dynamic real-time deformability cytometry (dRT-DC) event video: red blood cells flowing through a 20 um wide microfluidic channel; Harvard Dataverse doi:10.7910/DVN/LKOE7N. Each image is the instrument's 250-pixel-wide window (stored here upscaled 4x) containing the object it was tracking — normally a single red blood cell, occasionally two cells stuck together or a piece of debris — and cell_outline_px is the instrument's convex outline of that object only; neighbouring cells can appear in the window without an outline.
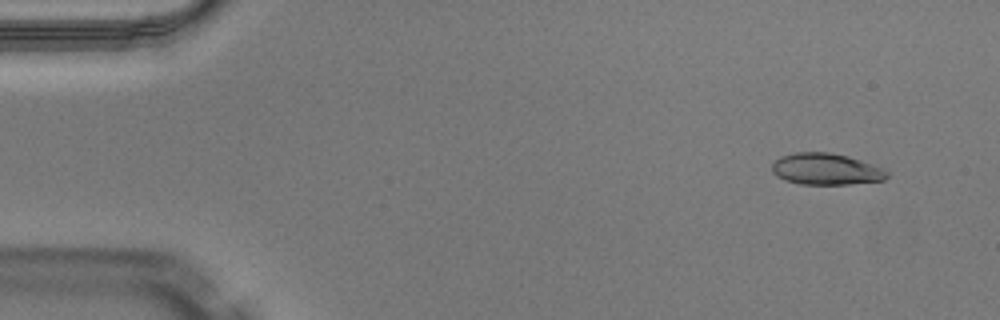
{"species": "Egyptian fruit bat (a non-hibernating species)", "species_latin": "Rousettus aegyptiacus", "temperature_condition": "warm", "stored_images_in_passage": 49, "camera_frame_rate_fps": 3000, "um_per_image_px": 0.085, "animal": {"sex": "male"}, "frame": {"image": 1, "passage_image": 4, "time_ms": 1.0, "image_size_px": [1000, 320], "cell_outline_px": [[888, 176], [884, 180], [848, 184], [800, 184], [784, 180], [776, 176], [772, 172], [772, 164], [780, 156], [796, 152], [828, 152], [848, 156], [860, 160], [880, 168], [888, 172]], "centroid_in_image_um": [70.16, 14.37], "position_along_channel_um": 14.8, "area_um2": 20.98}}
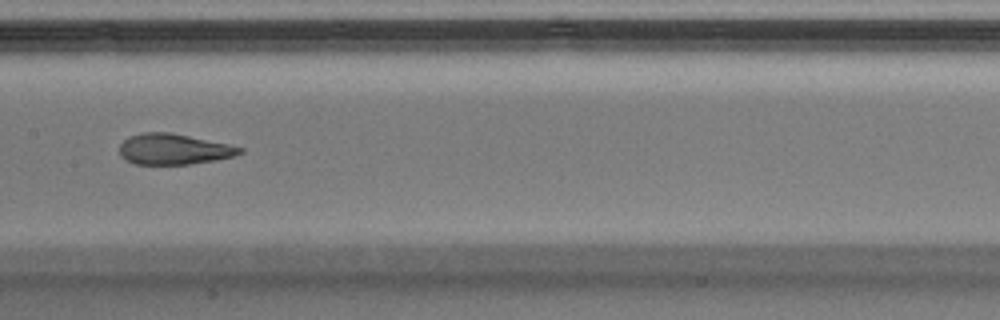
{"frame": {"image": 2, "passage_image": 25, "time_ms": 8.0, "image_size_px": [1000, 320], "cell_outline_px": [[244, 152], [236, 156], [216, 160], [188, 164], [132, 164], [124, 160], [120, 156], [120, 144], [128, 136], [144, 132], [168, 132], [228, 144], [244, 148]], "centroid_in_image_um": [14.75, 12.69], "position_along_channel_um": 192.7, "area_um2": 21.62}}
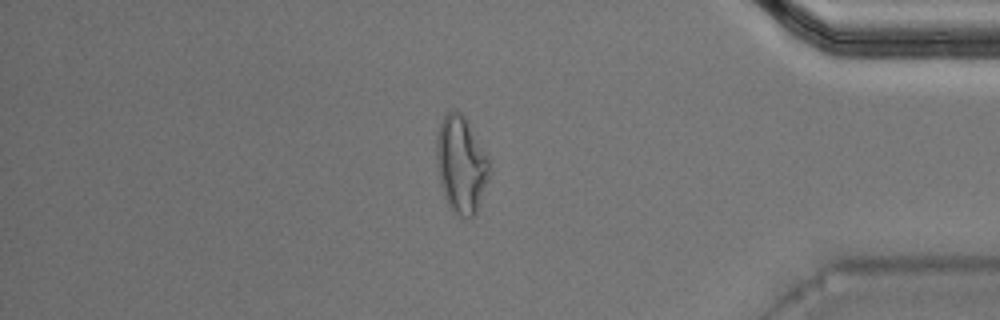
{"frame": {"image": 3, "passage_image": 42, "time_ms": 13.667, "image_size_px": [1000, 320], "cell_outline_px": [[488, 180], [476, 212], [468, 220], [460, 216], [448, 204], [444, 196], [440, 184], [436, 152], [436, 136], [440, 124], [444, 116], [448, 112], [456, 108], [464, 116], [488, 156]], "centroid_in_image_um": [39.18, 13.97], "position_along_channel_um": 396.0, "area_um2": 29.48}, "authors_computed_cell_mechanics": {"area_um2": 22.1952, "velocity_mm_per_s": 4.0967, "shape_relaxation_time_tau1_ms": 5.6536, "shape_relaxation_time_tau2_ms": 1.1533, "deformation_change_tau1": 0.1943, "deformation_change_tau2": 0.0901}}